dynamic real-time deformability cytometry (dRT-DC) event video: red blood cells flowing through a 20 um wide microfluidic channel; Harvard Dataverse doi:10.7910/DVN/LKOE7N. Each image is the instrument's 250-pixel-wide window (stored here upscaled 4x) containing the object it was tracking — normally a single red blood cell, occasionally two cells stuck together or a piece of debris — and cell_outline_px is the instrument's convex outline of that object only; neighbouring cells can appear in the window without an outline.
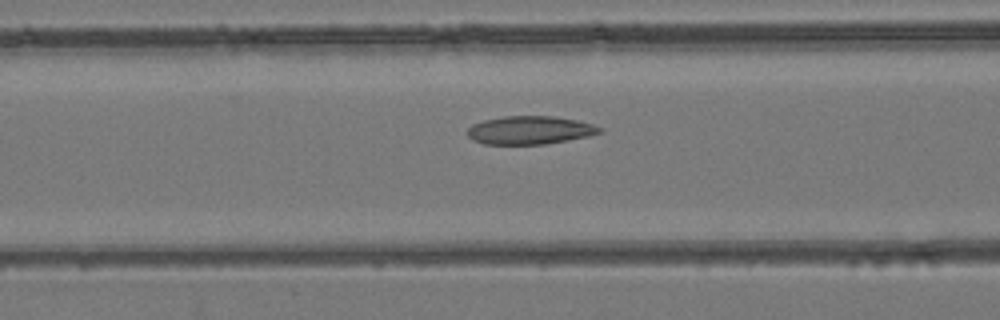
{"species": "common noctule bat (a hibernating species)", "species_latin": "Nyctalus noctula", "temperature_condition": "room temperature", "stored_images_in_passage": 51, "camera_frame_rate_fps": 3000, "um_per_image_px": 0.085, "animal": {"sex": "female", "body_mass_g": 24.6, "forearm_length_mm": 56.2}, "frame": {"image": 1, "passage_image": 21, "time_ms": 6.667, "image_size_px": [1000, 320], "cell_outline_px": [[604, 132], [588, 136], [568, 140], [544, 144], [484, 144], [472, 140], [468, 136], [468, 128], [472, 124], [484, 120], [504, 116], [552, 116], [576, 120], [592, 124], [604, 128]], "centroid_in_image_um": [45.05, 11.06], "position_along_channel_um": 121.5, "area_um2": 21.79}}
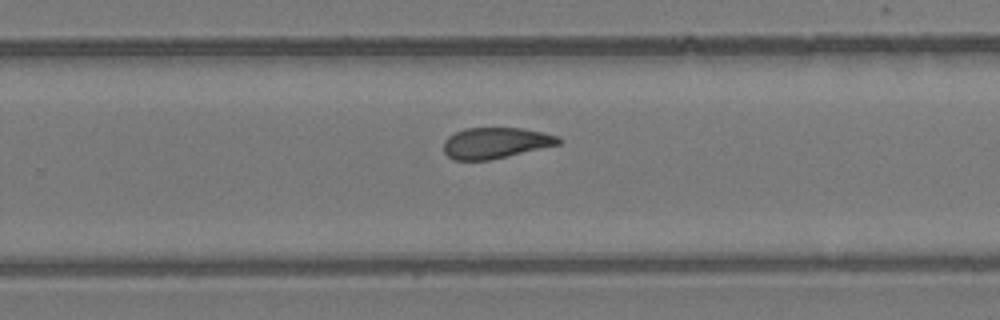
{"frame": {"image": 2, "passage_image": 33, "time_ms": 10.667, "image_size_px": [1000, 320], "cell_outline_px": [[560, 144], [492, 160], [452, 160], [444, 152], [444, 140], [448, 136], [464, 128], [524, 128], [556, 136], [560, 140]], "centroid_in_image_um": [42.08, 12.16], "position_along_channel_um": 287.7, "area_um2": 20.69}}
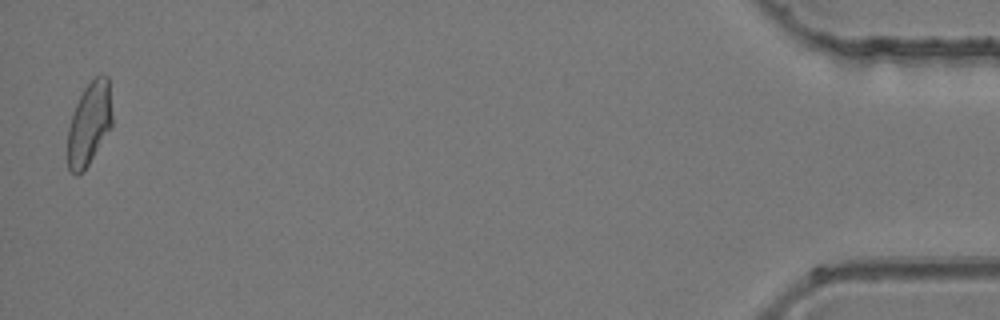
{"frame": {"image": 3, "passage_image": 50, "time_ms": 16.333, "image_size_px": [1000, 320], "cell_outline_px": [[112, 128], [84, 172], [76, 176], [68, 168], [68, 128], [72, 112], [84, 88], [96, 76], [108, 76], [112, 116]], "centroid_in_image_um": [7.59, 10.56], "position_along_channel_um": 427.6, "area_um2": 21.73}}